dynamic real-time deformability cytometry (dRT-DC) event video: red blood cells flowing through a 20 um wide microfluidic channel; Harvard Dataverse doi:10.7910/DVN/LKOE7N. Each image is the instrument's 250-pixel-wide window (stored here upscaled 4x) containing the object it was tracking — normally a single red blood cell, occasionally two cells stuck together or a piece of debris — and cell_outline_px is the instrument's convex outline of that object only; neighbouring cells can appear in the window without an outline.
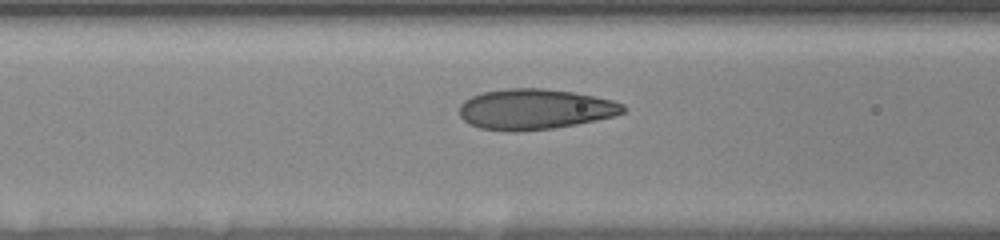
{"species": "human", "species_latin": "Homo sapiens", "temperature_condition": "room temperature", "stored_images_in_passage": 40, "camera_frame_rate_fps": 3000, "um_per_image_px": 0.085, "donor": {"sex": "female"}, "frame": {"image": 1, "passage_image": 16, "time_ms": 5.0, "image_size_px": [1000, 240], "cell_outline_px": [[628, 108], [624, 112], [612, 116], [596, 120], [576, 124], [552, 128], [516, 132], [480, 128], [468, 124], [460, 116], [460, 104], [464, 100], [472, 96], [484, 92], [508, 88], [544, 88], [572, 92], [612, 100], [624, 104]], "centroid_in_image_um": [45.45, 9.28], "position_along_channel_um": 121.1, "area_um2": 38.55}}
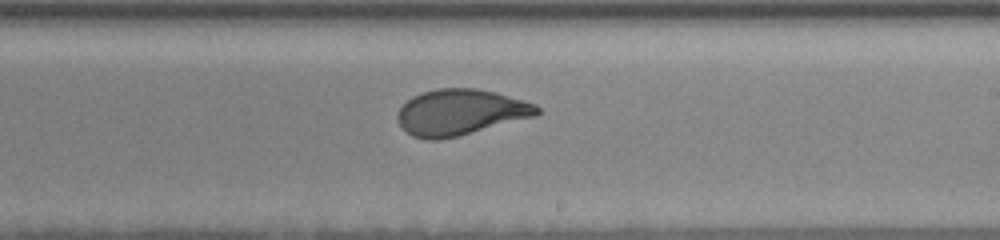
{"frame": {"image": 2, "passage_image": 27, "time_ms": 8.667, "image_size_px": [1000, 240], "cell_outline_px": [[540, 112], [536, 116], [440, 140], [428, 140], [412, 136], [400, 124], [396, 116], [400, 108], [412, 96], [420, 92], [436, 88], [476, 88], [496, 92], [524, 100], [536, 104], [540, 108]], "centroid_in_image_um": [39.14, 9.52], "position_along_channel_um": 249.9, "area_um2": 37.22}}
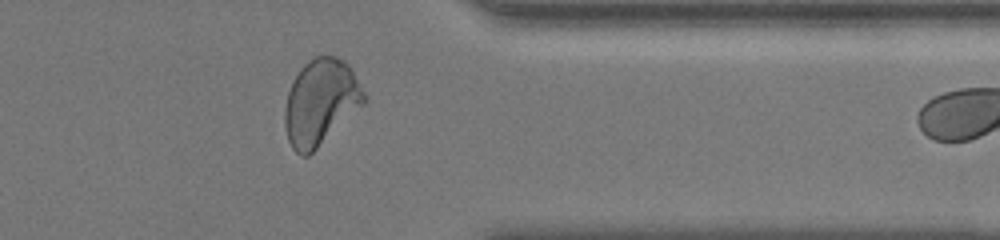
{"frame": {"image": 3, "passage_image": 39, "time_ms": 12.667, "image_size_px": [1000, 240], "cell_outline_px": [[368, 100], [364, 104], [308, 156], [300, 156], [292, 148], [288, 140], [284, 124], [284, 108], [288, 92], [300, 68], [308, 60], [316, 56], [336, 56], [344, 60], [348, 64], [364, 92]], "centroid_in_image_um": [27.24, 8.69], "position_along_channel_um": 384.2, "area_um2": 39.42}}